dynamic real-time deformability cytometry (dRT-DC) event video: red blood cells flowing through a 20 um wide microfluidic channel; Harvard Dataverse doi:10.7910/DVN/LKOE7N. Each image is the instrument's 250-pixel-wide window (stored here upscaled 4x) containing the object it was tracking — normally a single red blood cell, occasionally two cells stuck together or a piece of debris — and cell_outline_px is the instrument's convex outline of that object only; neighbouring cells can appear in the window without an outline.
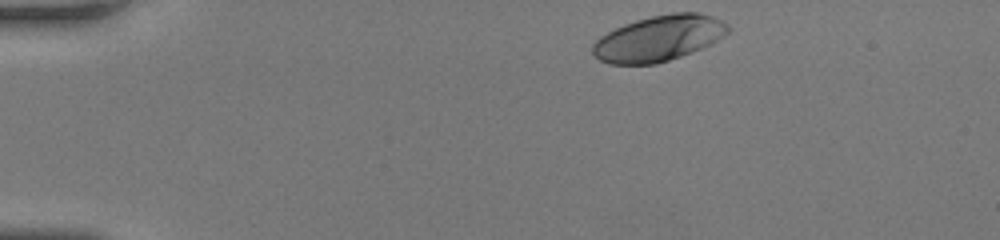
{"species": "human", "species_latin": "Homo sapiens", "temperature_condition": "room temperature", "stored_images_in_passage": 36, "camera_frame_rate_fps": 3000, "um_per_image_px": 0.085, "donor": {"sex": "female"}, "frame": {"image": 1, "passage_image": 1, "time_ms": 0.0, "image_size_px": [1000, 240], "cell_outline_px": [[732, 28], [724, 36], [700, 48], [680, 56], [656, 64], [608, 64], [600, 60], [592, 52], [592, 44], [600, 36], [624, 24], [636, 20], [652, 16], [672, 12], [696, 12], [712, 16], [728, 24]], "centroid_in_image_um": [55.98, 3.25], "position_along_channel_um": 29.0, "area_um2": 35.78}}
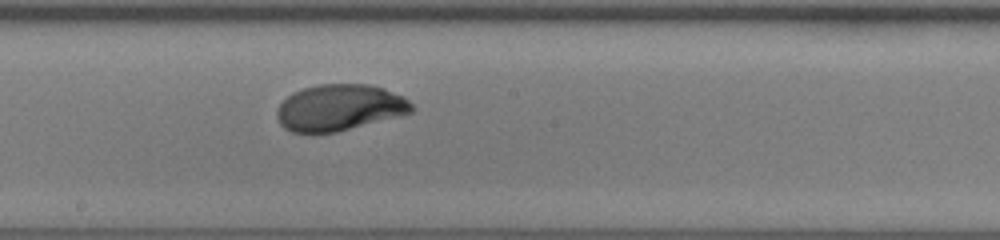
{"frame": {"image": 2, "passage_image": 21, "time_ms": 6.667, "image_size_px": [1000, 240], "cell_outline_px": [[416, 108], [412, 112], [400, 116], [336, 132], [292, 132], [284, 128], [280, 124], [276, 116], [276, 108], [292, 92], [304, 88], [320, 84], [368, 84], [384, 88], [404, 96]], "centroid_in_image_um": [28.87, 9.14], "position_along_channel_um": 219.3, "area_um2": 36.47}}
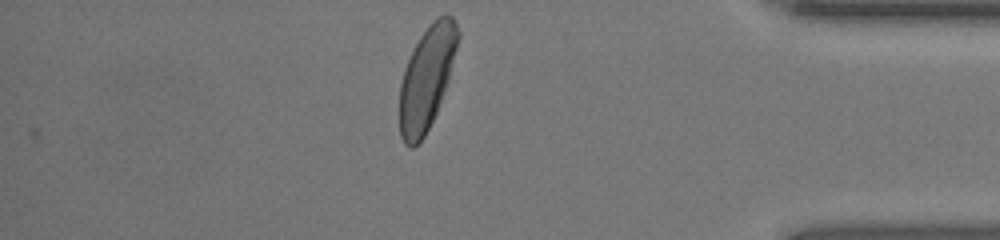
{"frame": {"image": 3, "passage_image": 36, "time_ms": 11.667, "image_size_px": [1000, 240], "cell_outline_px": [[460, 36], [448, 80], [436, 112], [424, 136], [412, 148], [408, 148], [404, 144], [400, 136], [400, 84], [404, 68], [420, 36], [432, 20], [448, 12], [452, 16], [460, 32]], "centroid_in_image_um": [36.27, 6.6], "position_along_channel_um": 398.9, "area_um2": 34.68}, "authors_computed_cell_mechanics": {"area_um2": 36.4429, "velocity_mm_per_s": 4.1449, "shape_relaxation_time_tau1_ms": 3.2158, "shape_relaxation_time_tau2_ms": null, "deformation_change_tau1": 0.1893, "deformation_change_tau2": null}}